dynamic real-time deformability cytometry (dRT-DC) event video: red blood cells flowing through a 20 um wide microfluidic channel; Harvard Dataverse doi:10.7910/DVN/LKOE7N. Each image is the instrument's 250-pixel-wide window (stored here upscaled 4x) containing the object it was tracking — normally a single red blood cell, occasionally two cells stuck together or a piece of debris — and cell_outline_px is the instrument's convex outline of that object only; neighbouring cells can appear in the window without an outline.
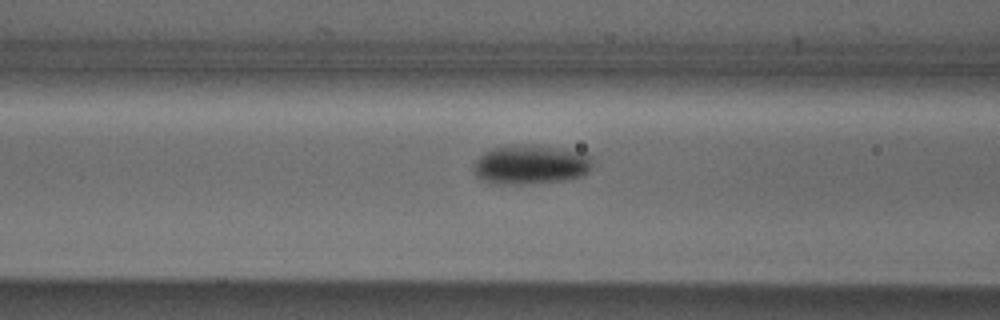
{"species": "Egyptian fruit bat (a non-hibernating species)", "species_latin": "Rousettus aegyptiacus", "temperature_condition": "cold", "stored_images_in_passage": 12, "camera_frame_rate_fps": 3000, "um_per_image_px": 0.085, "animal": {"sex": "male"}, "frame": {"image": 1, "passage_image": 10, "time_ms": 3.0, "image_size_px": [1000, 320], "cell_outline_px": [[592, 168], [588, 172], [580, 176], [564, 180], [484, 180], [476, 176], [472, 172], [472, 164], [484, 152], [492, 148], [504, 144], [536, 144], [584, 152], [592, 156]], "centroid_in_image_um": [45.15, 13.87], "position_along_channel_um": 121.5, "area_um2": 26.36}}